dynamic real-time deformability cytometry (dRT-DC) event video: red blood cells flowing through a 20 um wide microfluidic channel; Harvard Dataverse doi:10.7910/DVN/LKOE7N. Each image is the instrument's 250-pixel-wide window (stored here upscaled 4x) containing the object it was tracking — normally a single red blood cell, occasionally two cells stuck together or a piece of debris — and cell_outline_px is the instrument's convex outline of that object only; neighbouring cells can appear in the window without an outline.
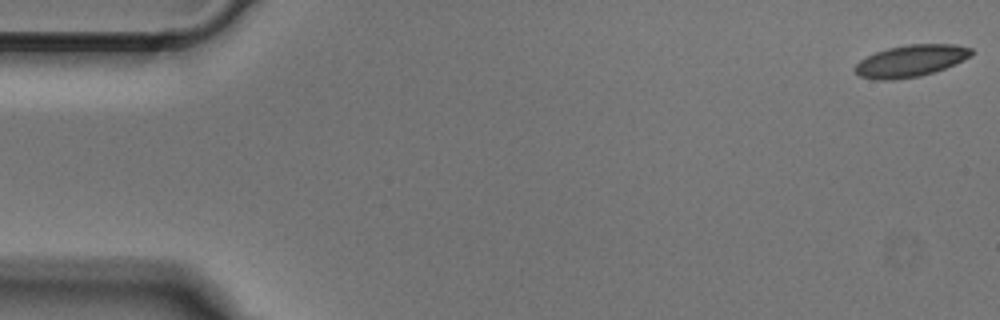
{"species": "Egyptian fruit bat (a non-hibernating species)", "species_latin": "Rousettus aegyptiacus", "temperature_condition": "cold", "stored_images_in_passage": 51, "camera_frame_rate_fps": 3000, "um_per_image_px": 0.085, "animal": {"sex": "male"}, "frame": {"image": 1, "passage_image": 1, "time_ms": 0.0, "image_size_px": [1000, 320], "cell_outline_px": [[972, 56], [944, 68], [920, 76], [892, 80], [876, 80], [860, 76], [852, 68], [860, 60], [876, 52], [888, 48], [908, 44], [956, 44], [972, 48]], "centroid_in_image_um": [77.4, 5.17], "position_along_channel_um": 7.6, "area_um2": 21.5}}
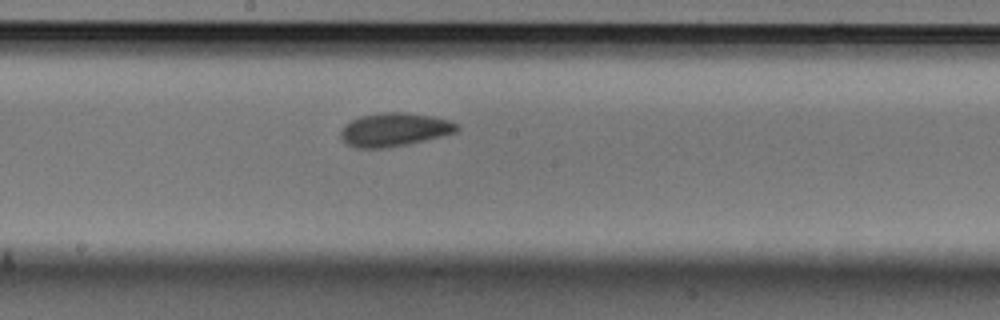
{"frame": {"image": 2, "passage_image": 27, "time_ms": 8.667, "image_size_px": [1000, 320], "cell_outline_px": [[460, 128], [456, 132], [408, 144], [388, 148], [356, 148], [348, 144], [340, 136], [340, 132], [352, 120], [360, 116], [380, 112], [404, 112], [432, 116], [448, 120], [460, 124]], "centroid_in_image_um": [33.55, 11.01], "position_along_channel_um": 214.7, "area_um2": 22.54}}
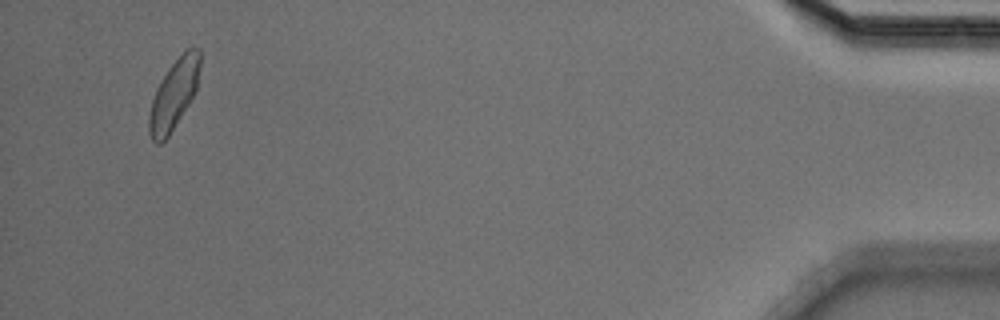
{"frame": {"image": 3, "passage_image": 49, "time_ms": 16.0, "image_size_px": [1000, 320], "cell_outline_px": [[200, 64], [196, 92], [168, 136], [160, 144], [156, 144], [152, 140], [148, 132], [148, 120], [152, 100], [156, 88], [160, 80], [168, 68], [188, 48], [200, 48]], "centroid_in_image_um": [14.77, 8.04], "position_along_channel_um": 420.4, "area_um2": 20.46}}